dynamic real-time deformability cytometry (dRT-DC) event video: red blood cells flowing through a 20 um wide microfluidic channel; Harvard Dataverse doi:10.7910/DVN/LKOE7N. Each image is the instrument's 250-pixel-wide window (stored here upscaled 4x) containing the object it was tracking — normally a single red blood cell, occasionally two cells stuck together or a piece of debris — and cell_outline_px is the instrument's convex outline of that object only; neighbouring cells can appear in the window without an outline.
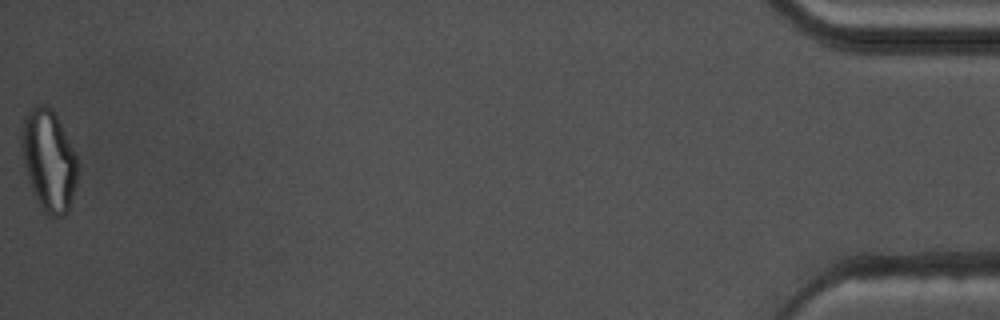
{"species": "common noctule bat (a hibernating species)", "species_latin": "Nyctalus noctula", "temperature_condition": "warm", "stored_images_in_passage": 41, "camera_frame_rate_fps": 3000, "um_per_image_px": 0.085, "animal": {"sex": "male", "body_mass_g": 17.5, "forearm_length_mm": 52.3}, "frame": {"image": 1, "passage_image": 41, "time_ms": 13.333, "image_size_px": [1000, 320], "cell_outline_px": [[76, 184], [68, 212], [64, 216], [44, 216], [32, 192], [24, 164], [20, 144], [20, 136], [24, 116], [32, 108], [40, 104], [44, 104], [52, 108], [76, 156]], "centroid_in_image_um": [4.11, 13.67], "position_along_channel_um": 431.1, "area_um2": 33.0}, "authors_computed_cell_mechanics": {"area_um2": 20.9814, "velocity_mm_per_s": 3.6413, "shape_relaxation_time_tau1_ms": null, "shape_relaxation_time_tau2_ms": 1.7595, "deformation_change_tau1": null, "deformation_change_tau2": 0.0887}}